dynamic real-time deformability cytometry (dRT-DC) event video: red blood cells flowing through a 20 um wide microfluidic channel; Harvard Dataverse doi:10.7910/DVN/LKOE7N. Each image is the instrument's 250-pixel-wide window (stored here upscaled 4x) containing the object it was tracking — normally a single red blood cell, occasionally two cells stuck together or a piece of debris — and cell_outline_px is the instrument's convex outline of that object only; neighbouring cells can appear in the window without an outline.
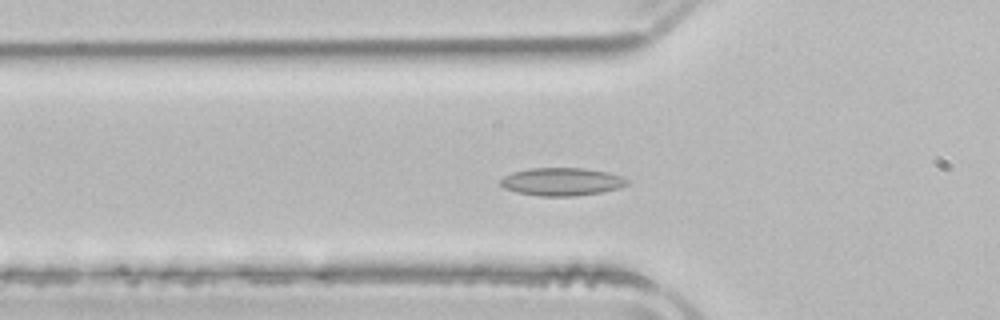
{"species": "common noctule bat (a hibernating species)", "species_latin": "Nyctalus noctula", "temperature_condition": "room temperature", "stored_images_in_passage": 51, "camera_frame_rate_fps": 3000, "um_per_image_px": 0.085, "animal": {"sex": "male", "body_mass_g": 21.5, "forearm_length_mm": 52.0}, "frame": {"image": 1, "passage_image": 16, "time_ms": 5.0, "image_size_px": [1000, 320], "cell_outline_px": [[628, 184], [620, 188], [600, 192], [576, 196], [540, 196], [516, 192], [504, 188], [500, 184], [500, 180], [504, 176], [512, 172], [532, 168], [584, 168], [608, 172], [620, 176], [628, 180]], "centroid_in_image_um": [47.74, 15.44], "position_along_channel_um": 78.1, "area_um2": 20.58}}
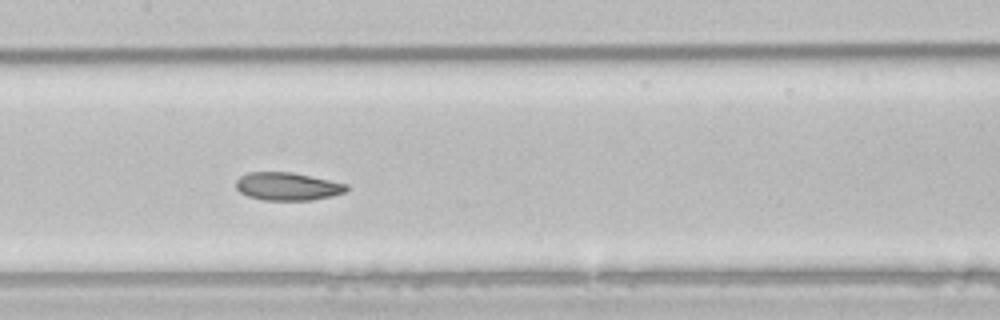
{"frame": {"image": 2, "passage_image": 24, "time_ms": 7.667, "image_size_px": [1000, 320], "cell_outline_px": [[348, 188], [344, 192], [332, 196], [312, 200], [264, 200], [248, 196], [240, 192], [236, 188], [236, 180], [240, 176], [248, 172], [292, 172], [348, 184]], "centroid_in_image_um": [24.42, 15.84], "position_along_channel_um": 183.0, "area_um2": 17.98}}
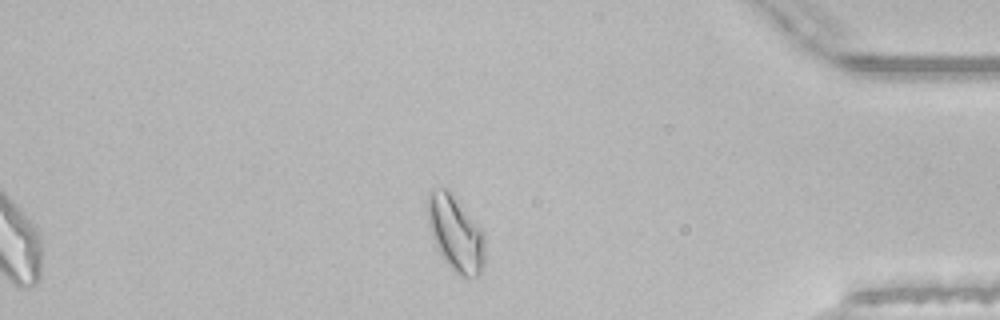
{"frame": {"image": 3, "passage_image": 43, "time_ms": 14.0, "image_size_px": [1000, 320], "cell_outline_px": [[484, 264], [480, 272], [476, 276], [460, 276], [444, 260], [432, 236], [428, 224], [428, 196], [432, 192], [440, 188], [448, 188], [484, 232]], "centroid_in_image_um": [38.74, 19.84], "position_along_channel_um": 396.5, "area_um2": 24.62}, "authors_computed_cell_mechanics": {"area_um2": 20.808, "velocity_mm_per_s": 3.9098, "shape_relaxation_time_tau1_ms": 9.2695, "shape_relaxation_time_tau2_ms": 2.5909, "deformation_change_tau1": 0.1443, "deformation_change_tau2": 0.0747}}